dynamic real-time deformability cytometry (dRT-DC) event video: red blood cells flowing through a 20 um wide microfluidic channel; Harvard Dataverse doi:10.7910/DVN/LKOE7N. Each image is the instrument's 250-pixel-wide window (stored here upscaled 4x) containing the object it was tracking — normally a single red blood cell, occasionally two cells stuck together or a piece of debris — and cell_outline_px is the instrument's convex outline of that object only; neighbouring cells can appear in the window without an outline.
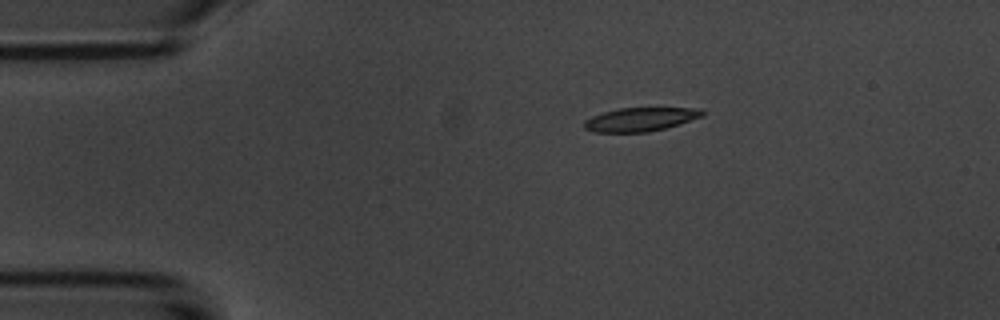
{"species": "common noctule bat (a hibernating species)", "species_latin": "Nyctalus noctula", "temperature_condition": "room temperature", "stored_images_in_passage": 45, "camera_frame_rate_fps": 3000, "um_per_image_px": 0.085, "animal": {"sex": "male", "body_mass_g": 20.1, "forearm_length_mm": 53.5}, "frame": {"image": 1, "passage_image": 1, "time_ms": 0.0, "image_size_px": [1000, 320], "cell_outline_px": [[704, 116], [680, 124], [648, 132], [592, 132], [584, 128], [584, 120], [592, 116], [604, 112], [620, 108], [700, 108], [704, 112]], "centroid_in_image_um": [54.44, 10.15], "position_along_channel_um": 30.6, "area_um2": 16.3}}
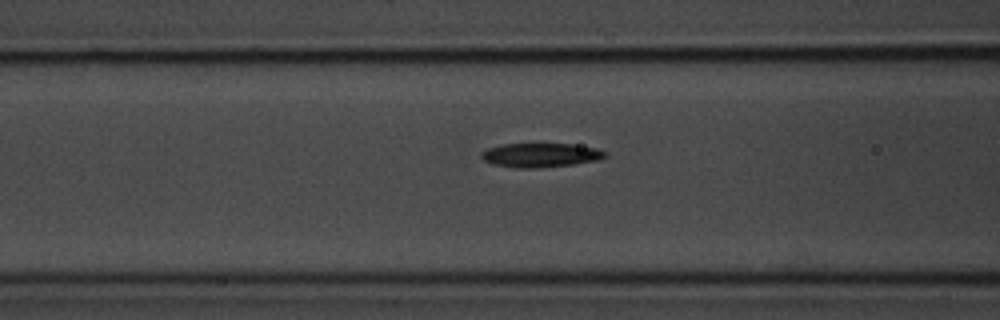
{"frame": {"image": 2, "passage_image": 12, "time_ms": 3.667, "image_size_px": [1000, 320], "cell_outline_px": [[608, 156], [600, 160], [572, 164], [540, 168], [516, 168], [492, 164], [484, 160], [480, 156], [480, 152], [488, 148], [504, 144], [572, 144], [596, 148], [608, 152]], "centroid_in_image_um": [45.97, 13.19], "position_along_channel_um": 120.6, "area_um2": 17.51}}
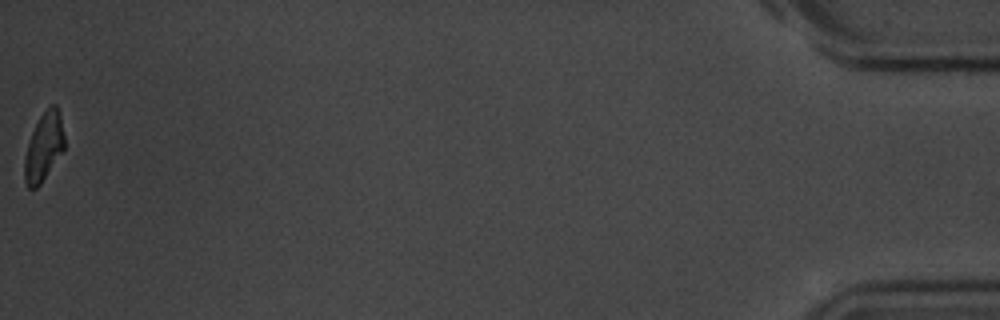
{"frame": {"image": 3, "passage_image": 45, "time_ms": 14.667, "image_size_px": [1000, 320], "cell_outline_px": [[64, 152], [40, 184], [36, 188], [28, 188], [24, 180], [24, 156], [32, 132], [40, 116], [52, 104], [56, 104], [60, 112], [64, 136]], "centroid_in_image_um": [3.74, 12.5], "position_along_channel_um": 431.5, "area_um2": 15.95}, "authors_computed_cell_mechanics": {"area_um2": 17.34, "velocity_mm_per_s": 3.7265, "shape_relaxation_time_tau1_ms": 3.7828, "shape_relaxation_time_tau2_ms": 7.1935, "deformation_change_tau1": 0.1637, "deformation_change_tau2": 0.1525}}